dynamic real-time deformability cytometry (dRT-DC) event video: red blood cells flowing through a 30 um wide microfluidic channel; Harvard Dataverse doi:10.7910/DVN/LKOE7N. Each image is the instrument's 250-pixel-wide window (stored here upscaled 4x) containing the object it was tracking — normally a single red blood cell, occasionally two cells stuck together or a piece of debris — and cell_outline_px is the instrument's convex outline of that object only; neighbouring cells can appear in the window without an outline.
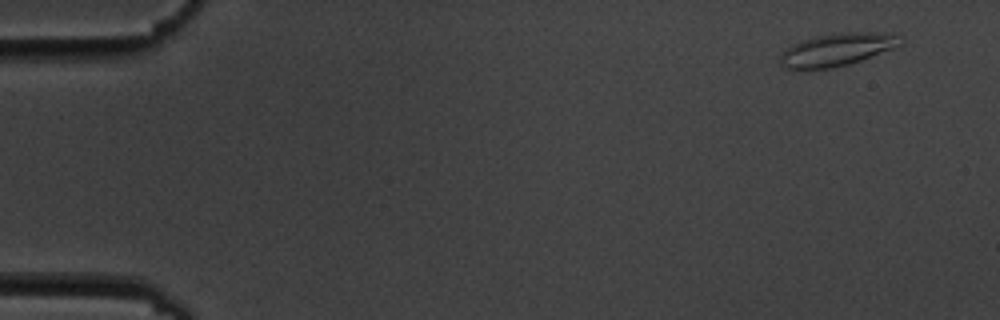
{"species": "common noctule bat (a hibernating species)", "species_latin": "Nyctalus noctula", "temperature_condition": "cold", "stored_images_in_passage": 5, "camera_frame_rate_fps": 3000, "um_per_image_px": 0.085, "animal": {"sex": "male", "body_mass_g": 19.5, "forearm_length_mm": 54.6}, "frame": {"image": 1, "passage_image": 1, "time_ms": 0.0, "image_size_px": [1000, 320], "cell_outline_px": [[904, 40], [900, 44], [892, 48], [860, 60], [848, 64], [832, 68], [784, 68], [780, 64], [780, 56], [792, 44], [816, 36], [844, 32], [892, 32], [904, 36]], "centroid_in_image_um": [71.22, 4.19], "position_along_channel_um": 13.8, "area_um2": 22.66}}